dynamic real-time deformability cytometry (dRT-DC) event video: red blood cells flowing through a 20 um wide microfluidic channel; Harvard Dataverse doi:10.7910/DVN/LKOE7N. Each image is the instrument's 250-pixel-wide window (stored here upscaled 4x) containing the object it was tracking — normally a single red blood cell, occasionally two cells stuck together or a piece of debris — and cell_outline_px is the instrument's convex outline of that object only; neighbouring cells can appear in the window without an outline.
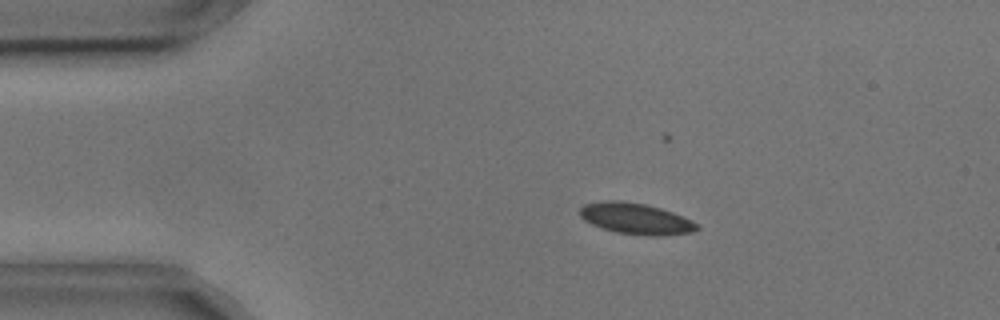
{"species": "common noctule bat (a hibernating species)", "species_latin": "Nyctalus noctula", "temperature_condition": "cold", "stored_images_in_passage": 55, "camera_frame_rate_fps": 3000, "um_per_image_px": 0.085, "animal": {"sex": "male", "body_mass_g": 17.9, "forearm_length_mm": 54.2}, "frame": {"image": 1, "passage_image": 9, "time_ms": 2.667, "image_size_px": [1000, 320], "cell_outline_px": [[700, 228], [692, 232], [660, 236], [648, 236], [616, 232], [592, 224], [584, 220], [580, 216], [580, 208], [584, 204], [604, 200], [620, 200], [644, 204], [660, 208], [684, 216], [696, 224]], "centroid_in_image_um": [54.03, 18.58], "position_along_channel_um": 31.0, "area_um2": 21.15}}
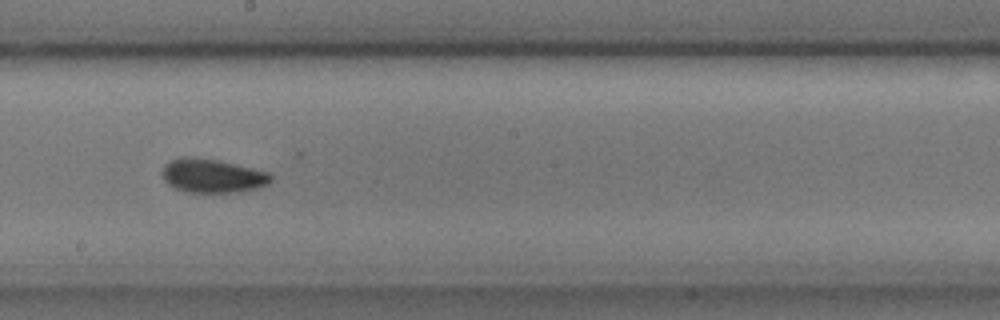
{"frame": {"image": 2, "passage_image": 29, "time_ms": 9.333, "image_size_px": [1000, 320], "cell_outline_px": [[272, 180], [268, 184], [256, 188], [240, 192], [184, 192], [172, 188], [164, 180], [160, 172], [164, 164], [168, 160], [180, 156], [196, 156], [220, 160], [268, 172], [272, 176]], "centroid_in_image_um": [17.98, 14.92], "position_along_channel_um": 230.2, "area_um2": 21.96}}
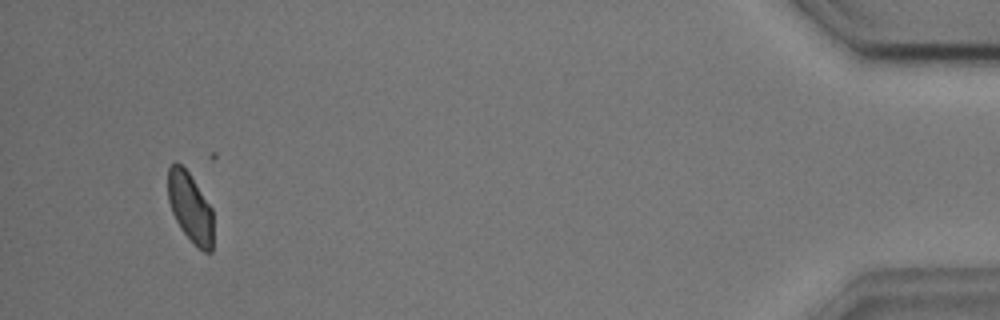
{"frame": {"image": 3, "passage_image": 51, "time_ms": 16.667, "image_size_px": [1000, 320], "cell_outline_px": [[212, 252], [204, 252], [180, 228], [172, 212], [168, 200], [168, 168], [176, 160], [188, 172], [212, 208]], "centroid_in_image_um": [16.15, 17.6], "position_along_channel_um": 419.0, "area_um2": 18.03}, "authors_computed_cell_mechanics": {"area_um2": 20.23, "velocity_mm_per_s": 3.6201, "shape_relaxation_time_tau1_ms": 3.3356, "shape_relaxation_time_tau2_ms": 2.2065, "deformation_change_tau1": 0.0831, "deformation_change_tau2": 0.0559}}